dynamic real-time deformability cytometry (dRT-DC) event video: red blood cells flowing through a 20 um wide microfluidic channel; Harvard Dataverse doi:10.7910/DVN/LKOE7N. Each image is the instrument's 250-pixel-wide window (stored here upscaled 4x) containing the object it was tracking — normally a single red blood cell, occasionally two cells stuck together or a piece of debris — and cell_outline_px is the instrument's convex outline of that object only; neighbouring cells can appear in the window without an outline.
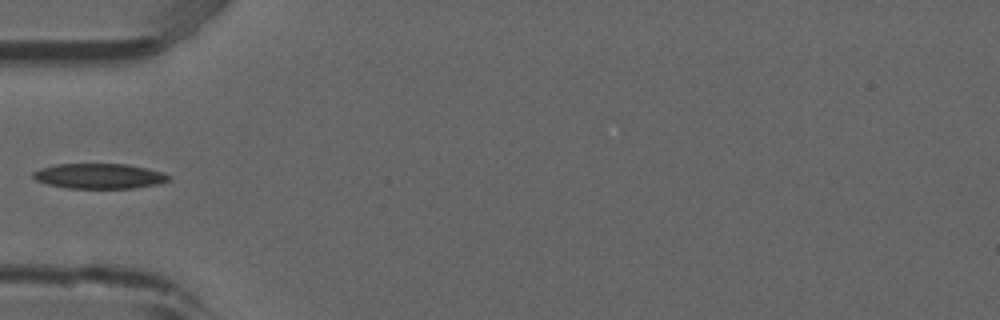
{"species": "common noctule bat (a hibernating species)", "species_latin": "Nyctalus noctula", "temperature_condition": "room temperature", "stored_images_in_passage": 2, "camera_frame_rate_fps": 3000, "um_per_image_px": 0.085, "animal": {"sex": "male", "forearm_length_mm": 52.5}, "frame": {"image": 1, "passage_image": 2, "time_ms": 0.333, "image_size_px": [1000, 320], "cell_outline_px": [[172, 180], [160, 184], [136, 188], [68, 188], [48, 184], [36, 180], [32, 176], [32, 172], [40, 168], [56, 164], [128, 164], [164, 172], [172, 176]], "centroid_in_image_um": [8.5, 14.97], "position_along_channel_um": 76.5, "area_um2": 20.11}}